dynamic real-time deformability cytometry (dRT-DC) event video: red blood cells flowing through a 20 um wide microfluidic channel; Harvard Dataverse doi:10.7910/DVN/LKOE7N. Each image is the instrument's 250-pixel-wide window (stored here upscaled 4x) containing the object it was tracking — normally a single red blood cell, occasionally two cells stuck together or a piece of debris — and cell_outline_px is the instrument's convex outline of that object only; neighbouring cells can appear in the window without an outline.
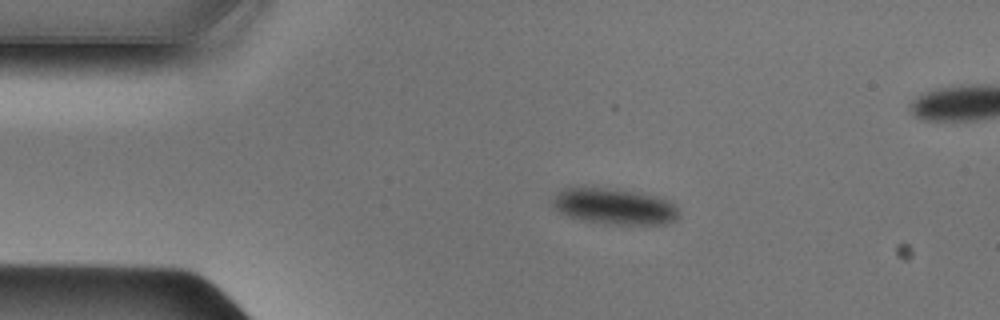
{"species": "Egyptian fruit bat (a non-hibernating species)", "species_latin": "Rousettus aegyptiacus", "temperature_condition": "cold", "stored_images_in_passage": 41, "camera_frame_rate_fps": 3000, "um_per_image_px": 0.085, "animal": {"sex": "male"}, "frame": {"image": 1, "passage_image": 1, "time_ms": 0.0, "image_size_px": [1000, 320], "cell_outline_px": [[680, 216], [676, 220], [668, 224], [608, 224], [580, 220], [568, 216], [552, 208], [548, 200], [564, 188], [616, 188], [652, 196], [664, 200], [672, 204], [680, 212]], "centroid_in_image_um": [52.15, 17.56], "position_along_channel_um": 32.9, "area_um2": 26.59}}
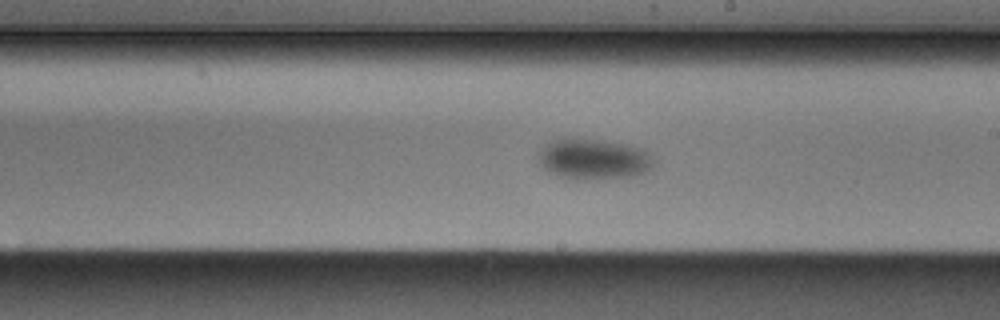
{"frame": {"image": 2, "passage_image": 19, "time_ms": 6.0, "image_size_px": [1000, 320], "cell_outline_px": [[652, 168], [636, 176], [584, 180], [576, 180], [548, 172], [540, 164], [540, 152], [544, 144], [552, 140], [564, 136], [600, 140], [640, 148], [648, 152], [652, 160]], "centroid_in_image_um": [50.41, 13.52], "position_along_channel_um": 238.6, "area_um2": 27.34}}
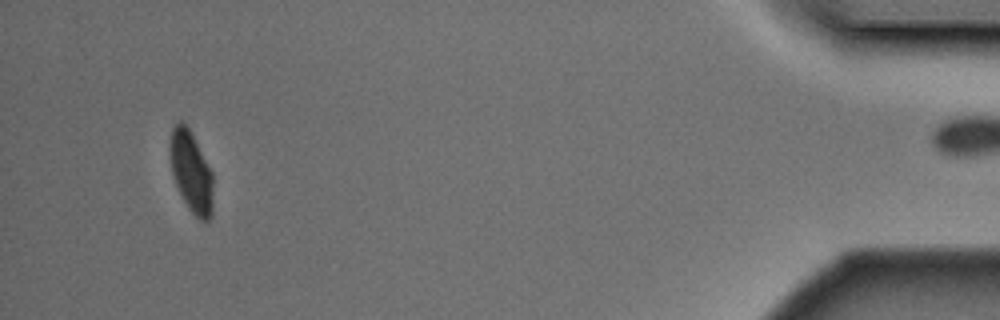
{"frame": {"image": 3, "passage_image": 38, "time_ms": 12.333, "image_size_px": [1000, 320], "cell_outline_px": [[212, 216], [208, 220], [200, 220], [188, 208], [176, 184], [172, 172], [172, 128], [180, 120], [188, 128], [212, 172]], "centroid_in_image_um": [16.29, 14.67], "position_along_channel_um": 418.9, "area_um2": 19.36}}